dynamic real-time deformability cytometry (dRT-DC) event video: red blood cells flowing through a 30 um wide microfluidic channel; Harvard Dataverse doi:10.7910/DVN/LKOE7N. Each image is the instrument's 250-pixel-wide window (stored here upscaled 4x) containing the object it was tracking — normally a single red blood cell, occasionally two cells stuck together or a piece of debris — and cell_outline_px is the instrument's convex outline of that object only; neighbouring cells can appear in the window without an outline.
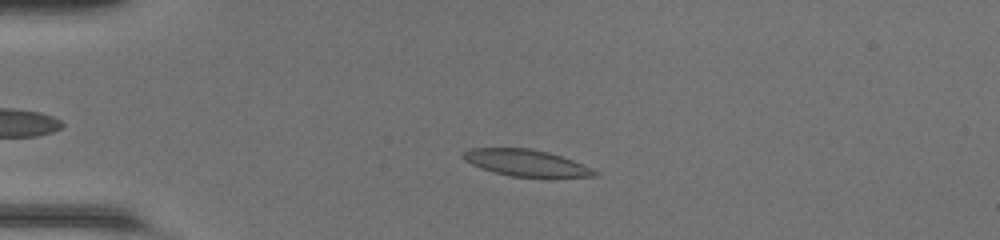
{"species": "common noctule bat (a hibernating species)", "species_latin": "Nyctalus noctula", "temperature_condition": "room temperature", "stored_images_in_passage": 40, "camera_frame_rate_fps": 3000, "um_per_image_px": 0.085, "animal": {"sex": "female", "body_mass_g": 20.0, "forearm_length_mm": 54.0}, "frame": {"image": 1, "passage_image": 10, "time_ms": 3.0, "image_size_px": [1000, 240], "cell_outline_px": [[600, 172], [596, 176], [548, 180], [508, 176], [472, 164], [464, 160], [460, 156], [464, 152], [472, 148], [528, 148], [548, 152], [572, 160], [592, 168]], "centroid_in_image_um": [44.83, 13.9], "position_along_channel_um": 40.2, "area_um2": 21.1}}
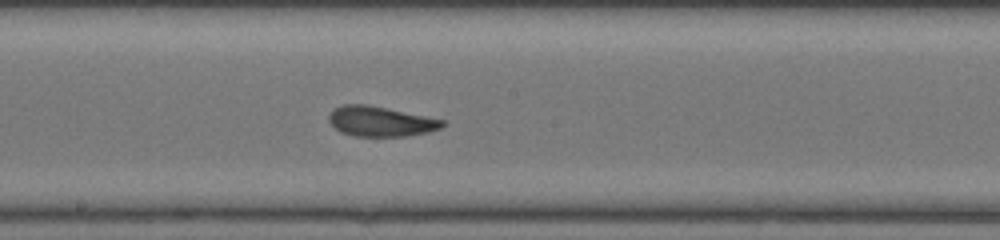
{"frame": {"image": 2, "passage_image": 25, "time_ms": 8.0, "image_size_px": [1000, 240], "cell_outline_px": [[448, 124], [440, 128], [428, 132], [404, 136], [352, 136], [340, 132], [328, 120], [328, 116], [332, 108], [344, 104], [368, 104], [444, 120]], "centroid_in_image_um": [32.32, 10.31], "position_along_channel_um": 215.9, "area_um2": 19.94}}
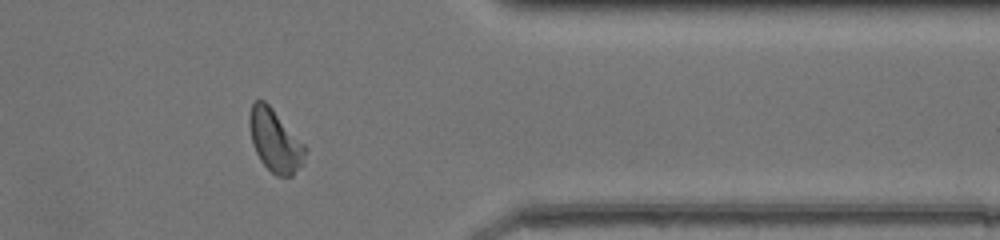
{"frame": {"image": 3, "passage_image": 38, "time_ms": 12.333, "image_size_px": [1000, 240], "cell_outline_px": [[308, 148], [300, 164], [292, 176], [276, 176], [260, 160], [256, 152], [252, 140], [248, 124], [248, 116], [252, 104], [256, 100], [264, 100], [272, 108]], "centroid_in_image_um": [23.36, 11.93], "position_along_channel_um": 388.0, "area_um2": 19.94}, "authors_computed_cell_mechanics": {"area_um2": 20.5479, "velocity_mm_per_s": 4.2907, "shape_relaxation_time_tau1_ms": 4.1684, "shape_relaxation_time_tau2_ms": 1.3687, "deformation_change_tau1": 0.1316, "deformation_change_tau2": 0.0827}}